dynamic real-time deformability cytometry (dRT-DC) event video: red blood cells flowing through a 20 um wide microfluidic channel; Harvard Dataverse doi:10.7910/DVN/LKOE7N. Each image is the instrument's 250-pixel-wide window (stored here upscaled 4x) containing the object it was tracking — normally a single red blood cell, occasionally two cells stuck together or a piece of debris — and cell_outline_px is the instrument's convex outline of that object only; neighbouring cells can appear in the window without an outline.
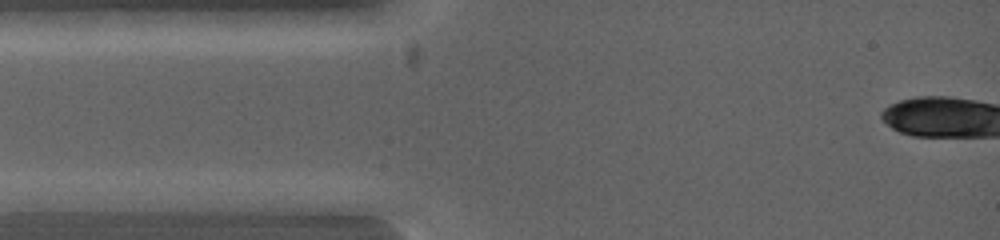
{"species": "common noctule bat (a hibernating species)", "species_latin": "Nyctalus noctula", "temperature_condition": "warm", "stored_images_in_passage": 4, "camera_frame_rate_fps": 5000, "um_per_image_px": 0.085, "animal": {"sex": "female", "body_mass_g": 19.0, "forearm_length_mm": 53.3}, "frame": {"image": 1, "passage_image": 3, "time_ms": 0.6, "image_size_px": [1000, 240], "cell_outline_px": [[120, 200], [104, 208], [84, 212], [20, 212], [12, 200], [40, 192], [96, 192]], "centroid_in_image_um": [5.4, 17.18], "position_along_channel_um": 79.6, "area_um2": 12.54}}